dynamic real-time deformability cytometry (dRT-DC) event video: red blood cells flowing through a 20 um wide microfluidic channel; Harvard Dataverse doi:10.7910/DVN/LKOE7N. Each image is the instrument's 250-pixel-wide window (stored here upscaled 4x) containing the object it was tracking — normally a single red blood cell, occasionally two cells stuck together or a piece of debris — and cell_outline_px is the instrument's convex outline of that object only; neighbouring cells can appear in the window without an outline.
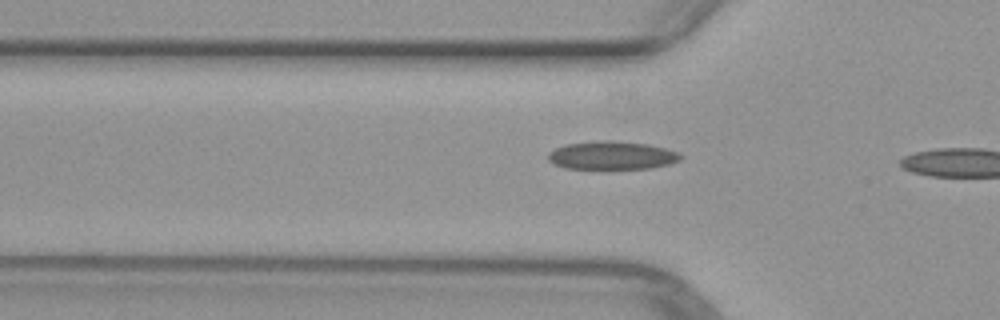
{"species": "common noctule bat (a hibernating species)", "species_latin": "Nyctalus noctula", "temperature_condition": "warm", "stored_images_in_passage": 7, "camera_frame_rate_fps": 3000, "um_per_image_px": 0.085, "animal": {"sex": "female", "body_mass_g": 29.2, "forearm_length_mm": 56.3}, "frame": {"image": 1, "passage_image": 5, "time_ms": 1.333, "image_size_px": [1000, 320], "cell_outline_px": [[684, 156], [680, 160], [668, 164], [652, 168], [564, 168], [552, 164], [548, 160], [548, 152], [564, 144], [596, 140], [612, 140], [648, 144], [680, 152]], "centroid_in_image_um": [52.0, 13.19], "position_along_channel_um": 73.8, "area_um2": 21.96}}